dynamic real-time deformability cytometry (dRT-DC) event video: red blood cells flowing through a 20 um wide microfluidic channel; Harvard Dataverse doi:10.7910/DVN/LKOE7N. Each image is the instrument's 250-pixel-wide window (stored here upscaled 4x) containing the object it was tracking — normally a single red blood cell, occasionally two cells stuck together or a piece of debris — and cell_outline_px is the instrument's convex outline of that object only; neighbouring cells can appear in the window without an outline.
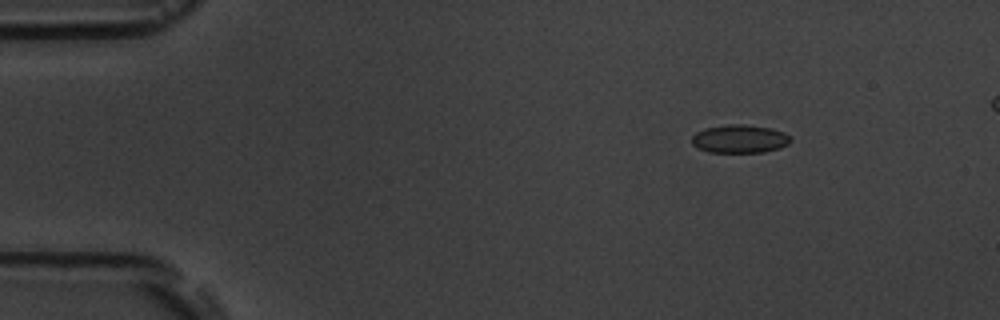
{"species": "common noctule bat (a hibernating species)", "species_latin": "Nyctalus noctula", "temperature_condition": "room temperature", "stored_images_in_passage": 5, "camera_frame_rate_fps": 3000, "um_per_image_px": 0.085, "animal": {"sex": "male", "body_mass_g": 19.5, "forearm_length_mm": 54.6}, "frame": {"image": 1, "passage_image": 2, "time_ms": 1.333, "image_size_px": [1000, 320], "cell_outline_px": [[792, 140], [788, 144], [780, 148], [764, 152], [708, 152], [696, 148], [692, 144], [692, 136], [696, 132], [704, 128], [728, 124], [744, 124], [772, 128], [784, 132]], "centroid_in_image_um": [62.86, 11.8], "position_along_channel_um": 22.1, "area_um2": 16.42}}